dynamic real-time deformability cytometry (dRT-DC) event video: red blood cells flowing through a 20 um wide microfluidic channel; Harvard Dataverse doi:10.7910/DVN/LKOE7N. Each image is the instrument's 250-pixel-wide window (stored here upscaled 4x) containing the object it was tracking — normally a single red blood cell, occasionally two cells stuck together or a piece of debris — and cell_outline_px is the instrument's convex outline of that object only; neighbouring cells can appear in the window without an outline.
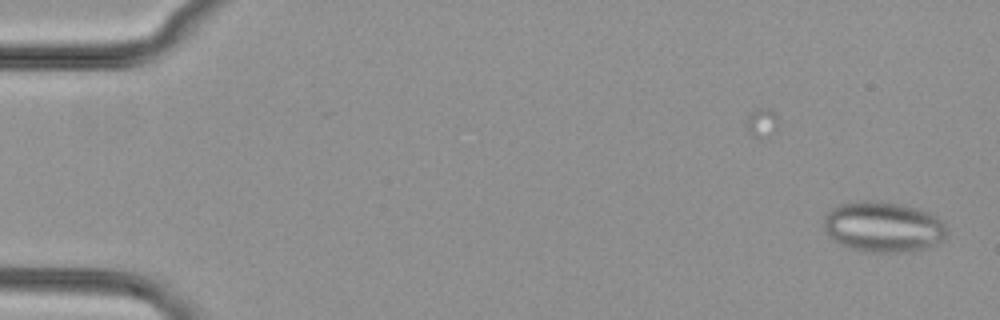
{"species": "common noctule bat (a hibernating species)", "species_latin": "Nyctalus noctula", "temperature_condition": "cold", "stored_images_in_passage": 9, "camera_frame_rate_fps": 3000, "um_per_image_px": 0.085, "animal": {"sex": "female", "body_mass_g": 29.2, "forearm_length_mm": 56.3}, "frame": {"image": 1, "passage_image": 1, "time_ms": 0.0, "image_size_px": [1000, 320], "cell_outline_px": [[944, 240], [940, 244], [928, 248], [912, 252], [860, 252], [832, 240], [828, 236], [824, 228], [824, 216], [832, 208], [840, 204], [860, 200], [868, 200], [900, 204], [916, 208], [928, 212], [936, 216], [944, 224]], "centroid_in_image_um": [75.06, 19.3], "position_along_channel_um": 9.9, "area_um2": 36.53}}